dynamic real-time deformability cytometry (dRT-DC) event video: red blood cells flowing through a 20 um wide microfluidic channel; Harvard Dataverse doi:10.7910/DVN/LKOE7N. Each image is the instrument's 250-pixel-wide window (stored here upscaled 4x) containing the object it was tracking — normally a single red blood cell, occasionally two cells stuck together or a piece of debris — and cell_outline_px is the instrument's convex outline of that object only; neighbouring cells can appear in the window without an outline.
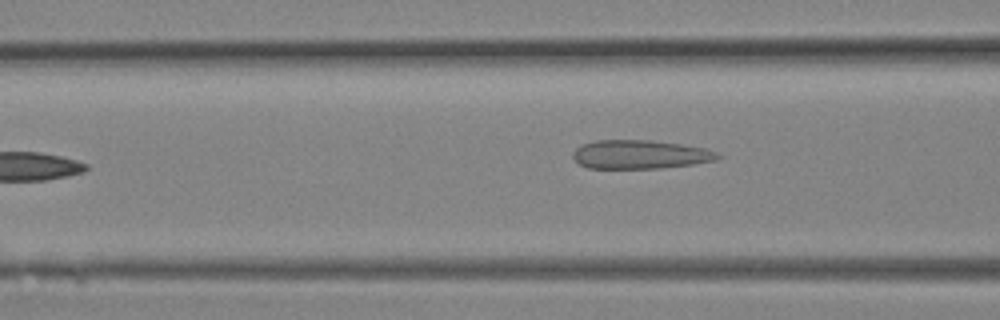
{"species": "Egyptian fruit bat (a non-hibernating species)", "species_latin": "Rousettus aegyptiacus", "temperature_condition": "room temperature", "stored_images_in_passage": 12, "camera_frame_rate_fps": 3000, "um_per_image_px": 0.085, "animal": {"sex": "female"}, "frame": {"image": 1, "passage_image": 12, "time_ms": 3.667, "image_size_px": [1000, 320], "cell_outline_px": [[724, 156], [716, 160], [692, 164], [660, 168], [588, 168], [580, 164], [572, 156], [572, 152], [580, 144], [596, 140], [648, 140], [680, 144], [704, 148], [716, 152]], "centroid_in_image_um": [54.39, 13.12], "position_along_channel_um": 112.2, "area_um2": 24.22}}